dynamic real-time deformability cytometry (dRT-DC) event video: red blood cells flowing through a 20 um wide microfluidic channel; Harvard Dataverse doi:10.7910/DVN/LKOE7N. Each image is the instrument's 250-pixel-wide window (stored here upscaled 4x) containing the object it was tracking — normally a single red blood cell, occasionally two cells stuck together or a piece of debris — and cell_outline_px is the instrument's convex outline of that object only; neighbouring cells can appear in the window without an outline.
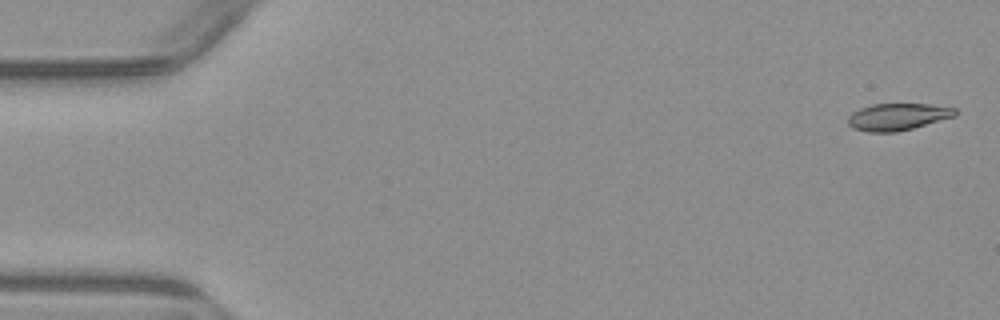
{"species": "common noctule bat (a hibernating species)", "species_latin": "Nyctalus noctula", "temperature_condition": "warm", "stored_images_in_passage": 4, "camera_frame_rate_fps": 3000, "um_per_image_px": 0.085, "animal": {"sex": "male", "body_mass_g": 23.1, "forearm_length_mm": 52.7}, "frame": {"image": 1, "passage_image": 1, "time_ms": 0.0, "image_size_px": [1000, 320], "cell_outline_px": [[956, 116], [912, 128], [896, 132], [868, 132], [852, 128], [848, 124], [848, 116], [852, 112], [860, 108], [872, 104], [928, 104], [956, 108]], "centroid_in_image_um": [76.28, 9.93], "position_along_channel_um": 8.7, "area_um2": 16.82}}
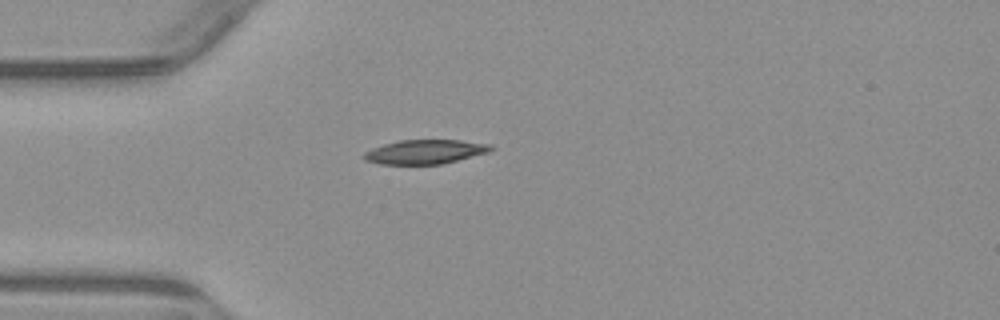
{"frame": {"image": 2, "passage_image": 4, "time_ms": 4.333, "image_size_px": [1000, 320], "cell_outline_px": [[496, 148], [488, 152], [440, 164], [380, 164], [364, 160], [360, 156], [364, 152], [372, 148], [384, 144], [400, 140], [460, 140], [492, 144]], "centroid_in_image_um": [36.11, 12.9], "position_along_channel_um": 48.9, "area_um2": 17.92}}